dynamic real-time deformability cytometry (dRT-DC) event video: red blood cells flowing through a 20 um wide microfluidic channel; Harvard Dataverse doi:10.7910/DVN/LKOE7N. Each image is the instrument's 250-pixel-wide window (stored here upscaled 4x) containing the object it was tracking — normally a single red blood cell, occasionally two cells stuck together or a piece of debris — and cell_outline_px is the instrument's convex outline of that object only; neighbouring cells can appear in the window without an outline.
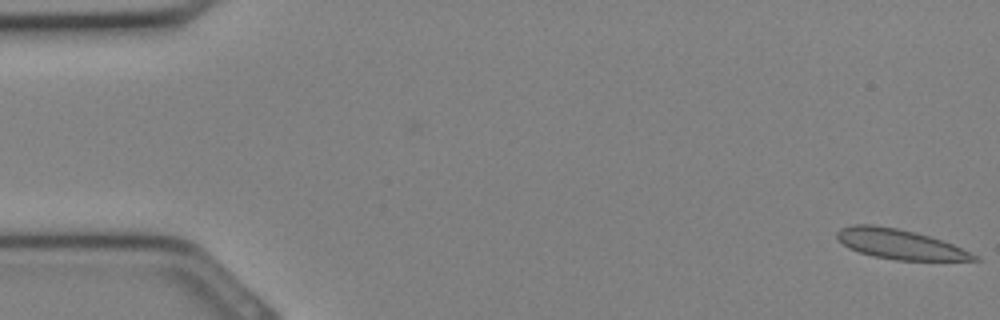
{"species": "Egyptian fruit bat (a non-hibernating species)", "species_latin": "Rousettus aegyptiacus", "temperature_condition": "cold", "stored_images_in_passage": 9, "camera_frame_rate_fps": 3000, "um_per_image_px": 0.085, "animal": {"sex": "female"}, "frame": {"image": 1, "passage_image": 1, "time_ms": 0.0, "image_size_px": [1000, 320], "cell_outline_px": [[980, 260], [896, 260], [872, 256], [848, 248], [836, 236], [836, 232], [840, 228], [856, 224], [872, 224], [896, 228], [916, 232], [944, 240], [980, 256]], "centroid_in_image_um": [76.51, 20.75], "position_along_channel_um": 8.5, "area_um2": 23.87}}